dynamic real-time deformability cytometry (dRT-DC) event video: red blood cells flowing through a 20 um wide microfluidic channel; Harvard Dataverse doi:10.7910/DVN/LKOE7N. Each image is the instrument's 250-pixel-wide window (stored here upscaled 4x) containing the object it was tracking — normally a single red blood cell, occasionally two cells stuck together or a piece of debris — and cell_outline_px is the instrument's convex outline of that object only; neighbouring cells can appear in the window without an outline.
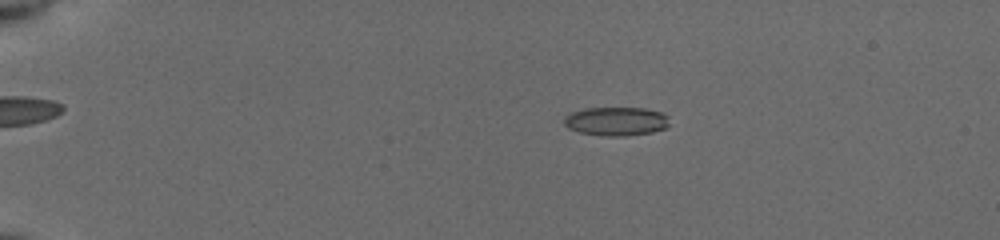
{"species": "common noctule bat (a hibernating species)", "species_latin": "Nyctalus noctula", "temperature_condition": "cold", "stored_images_in_passage": 55, "camera_frame_rate_fps": 3000, "um_per_image_px": 0.085, "animal": {"sex": "female", "body_mass_g": 19.5, "forearm_length_mm": 54.1}, "frame": {"image": 1, "passage_image": 13, "time_ms": 4.0, "image_size_px": [1000, 240], "cell_outline_px": [[668, 128], [652, 132], [624, 136], [608, 136], [580, 132], [568, 128], [564, 124], [564, 116], [572, 112], [584, 108], [644, 108], [664, 112], [668, 116]], "centroid_in_image_um": [52.4, 10.3], "position_along_channel_um": 32.6, "area_um2": 17.74}}
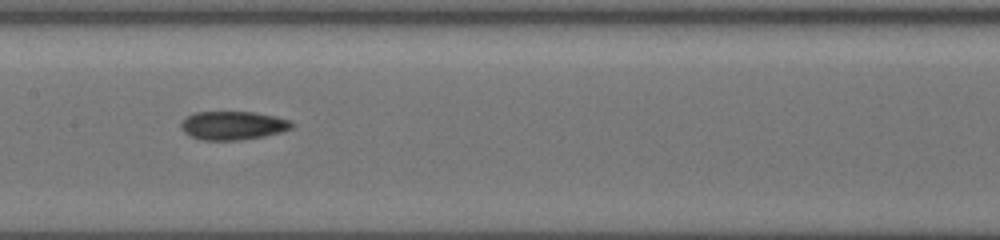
{"frame": {"image": 2, "passage_image": 31, "time_ms": 10.0, "image_size_px": [1000, 240], "cell_outline_px": [[292, 128], [280, 132], [264, 136], [236, 140], [204, 140], [192, 136], [184, 132], [180, 128], [180, 124], [188, 116], [196, 112], [252, 112], [276, 116], [288, 120], [292, 124]], "centroid_in_image_um": [19.78, 10.66], "position_along_channel_um": 187.6, "area_um2": 18.15}}
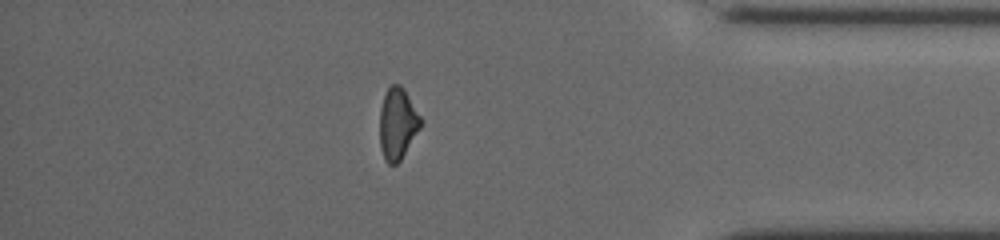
{"frame": {"image": 3, "passage_image": 49, "time_ms": 16.0, "image_size_px": [1000, 240], "cell_outline_px": [[420, 128], [400, 160], [396, 164], [388, 164], [384, 160], [380, 148], [380, 108], [384, 96], [388, 88], [392, 84], [400, 84], [404, 88], [420, 116]], "centroid_in_image_um": [33.77, 10.51], "position_along_channel_um": 401.4, "area_um2": 16.88}, "authors_computed_cell_mechanics": {"area_um2": 17.8024, "velocity_mm_per_s": 3.9423, "shape_relaxation_time_tau1_ms": null, "shape_relaxation_time_tau2_ms": 5.4325, "deformation_change_tau1": null, "deformation_change_tau2": 0.1177}}